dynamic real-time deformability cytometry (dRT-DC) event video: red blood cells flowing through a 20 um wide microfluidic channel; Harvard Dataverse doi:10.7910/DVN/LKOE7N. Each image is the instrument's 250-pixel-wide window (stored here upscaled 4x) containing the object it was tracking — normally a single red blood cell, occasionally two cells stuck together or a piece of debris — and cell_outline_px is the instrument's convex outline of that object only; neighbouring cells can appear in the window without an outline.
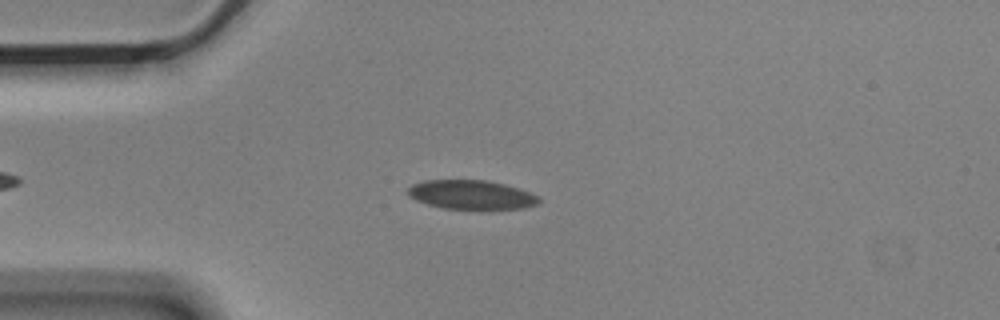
{"species": "Egyptian fruit bat (a non-hibernating species)", "species_latin": "Rousettus aegyptiacus", "temperature_condition": "cold", "stored_images_in_passage": 5, "camera_frame_rate_fps": 3000, "um_per_image_px": 0.085, "animal": {"sex": "male"}, "frame": {"image": 1, "passage_image": 2, "time_ms": 0.333, "image_size_px": [1000, 320], "cell_outline_px": [[540, 204], [524, 208], [444, 208], [428, 204], [416, 200], [408, 196], [408, 188], [412, 184], [424, 180], [488, 180], [520, 188], [540, 196]], "centroid_in_image_um": [40.09, 16.53], "position_along_channel_um": 44.9, "area_um2": 22.14}}
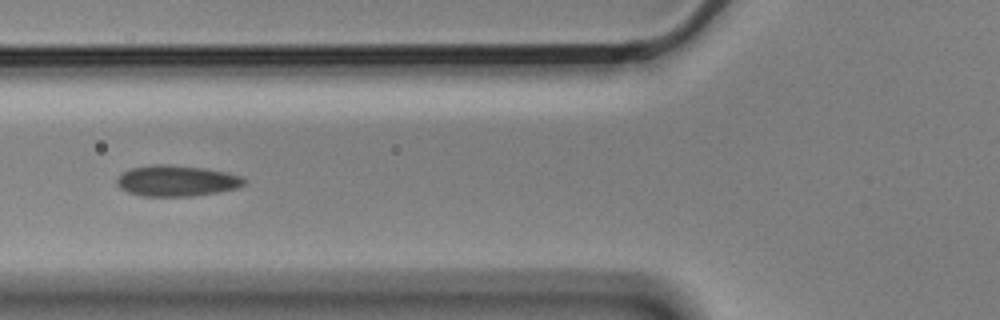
{"frame": {"image": 2, "passage_image": 4, "time_ms": 1.0, "image_size_px": [1000, 320], "cell_outline_px": [[248, 180], [240, 188], [192, 196], [140, 196], [128, 192], [120, 188], [116, 184], [116, 176], [132, 168], [152, 164], [168, 164], [204, 168], [228, 172], [240, 176]], "centroid_in_image_um": [15.01, 15.36], "position_along_channel_um": 110.8, "area_um2": 23.18}}
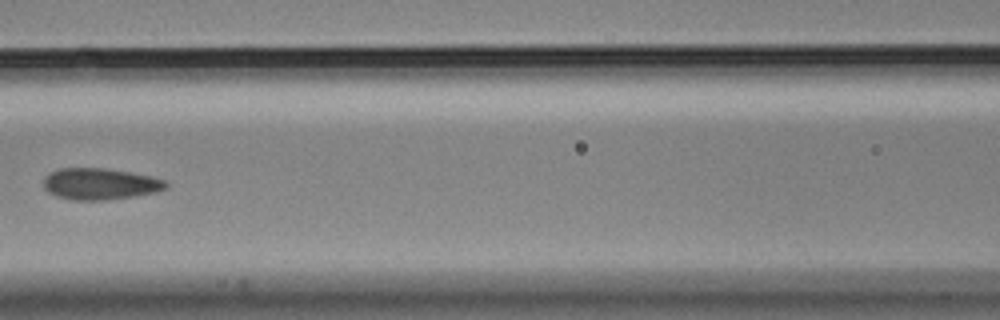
{"frame": {"image": 3, "passage_image": 5, "time_ms": 1.333, "image_size_px": [1000, 320], "cell_outline_px": [[168, 188], [156, 192], [132, 196], [104, 200], [72, 200], [56, 196], [48, 192], [44, 188], [44, 176], [48, 172], [60, 168], [104, 168], [152, 176], [164, 180], [168, 184]], "centroid_in_image_um": [8.47, 15.63], "position_along_channel_um": 158.1, "area_um2": 22.48}}